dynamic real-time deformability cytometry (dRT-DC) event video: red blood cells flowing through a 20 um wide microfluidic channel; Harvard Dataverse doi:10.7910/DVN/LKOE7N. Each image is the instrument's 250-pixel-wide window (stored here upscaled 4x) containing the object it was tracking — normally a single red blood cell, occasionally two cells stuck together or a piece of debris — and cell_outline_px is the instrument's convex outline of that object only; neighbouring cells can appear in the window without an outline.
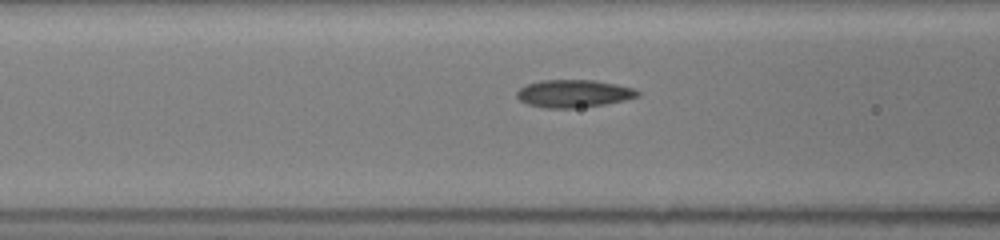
{"species": "common noctule bat (a hibernating species)", "species_latin": "Nyctalus noctula", "temperature_condition": "room temperature", "stored_images_in_passage": 15, "camera_frame_rate_fps": 3000, "um_per_image_px": 0.085, "animal": {"sex": "female", "body_mass_g": 19.5, "forearm_length_mm": 54.1}, "frame": {"image": 1, "passage_image": 13, "time_ms": 4.0, "image_size_px": [1000, 240], "cell_outline_px": [[640, 96], [624, 100], [604, 104], [572, 108], [544, 108], [528, 104], [520, 100], [516, 96], [516, 92], [520, 88], [528, 84], [540, 80], [592, 80], [616, 84], [632, 88], [640, 92]], "centroid_in_image_um": [48.74, 7.95], "position_along_channel_um": 117.9, "area_um2": 19.31}}